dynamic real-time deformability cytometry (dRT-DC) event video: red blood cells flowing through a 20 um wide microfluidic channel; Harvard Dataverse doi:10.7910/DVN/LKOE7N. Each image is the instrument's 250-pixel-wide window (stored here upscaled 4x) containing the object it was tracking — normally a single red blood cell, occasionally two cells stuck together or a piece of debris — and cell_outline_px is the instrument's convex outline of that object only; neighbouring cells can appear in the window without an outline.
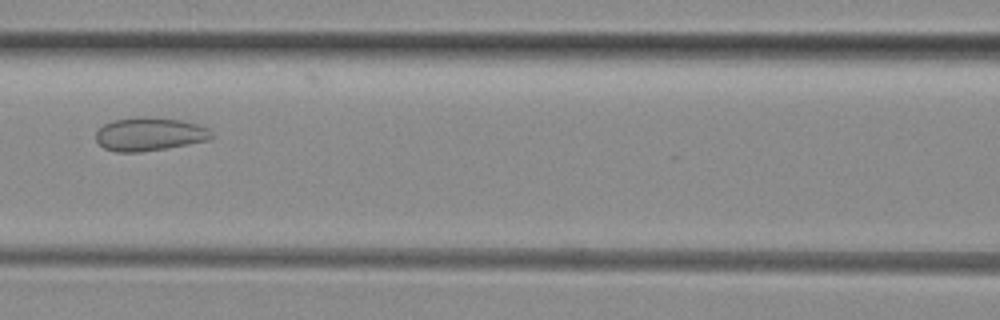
{"species": "common noctule bat (a hibernating species)", "species_latin": "Nyctalus noctula", "temperature_condition": "room temperature", "stored_images_in_passage": 8, "camera_frame_rate_fps": 3000, "um_per_image_px": 0.085, "animal": {"sex": "female", "body_mass_g": 29.2, "forearm_length_mm": 56.3}, "frame": {"image": 1, "passage_image": 7, "time_ms": 7.667, "image_size_px": [1000, 320], "cell_outline_px": [[216, 136], [208, 140], [164, 148], [140, 152], [116, 152], [104, 148], [96, 140], [96, 132], [104, 124], [112, 120], [140, 116], [144, 116], [184, 120], [200, 124], [208, 128]], "centroid_in_image_um": [12.73, 11.38], "position_along_channel_um": 153.9, "area_um2": 22.66}}